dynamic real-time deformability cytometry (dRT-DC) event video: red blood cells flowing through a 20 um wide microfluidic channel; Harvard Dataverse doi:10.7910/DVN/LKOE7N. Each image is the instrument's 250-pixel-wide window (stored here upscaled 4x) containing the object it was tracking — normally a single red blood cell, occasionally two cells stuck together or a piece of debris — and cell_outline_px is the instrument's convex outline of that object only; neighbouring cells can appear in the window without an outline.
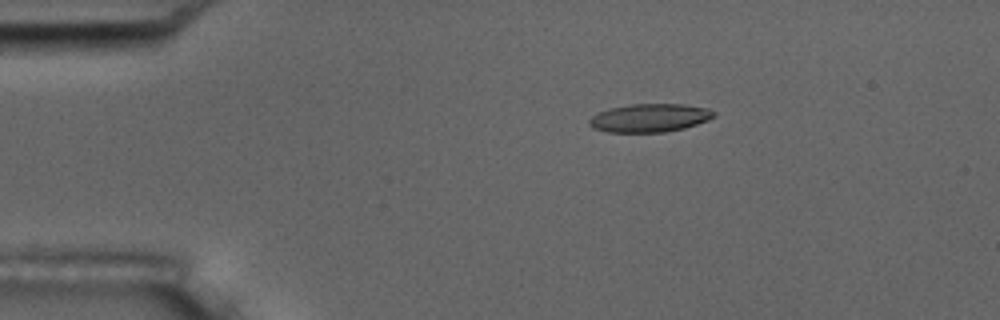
{"species": "common noctule bat (a hibernating species)", "species_latin": "Nyctalus noctula", "temperature_condition": "room temperature", "stored_images_in_passage": 3, "camera_frame_rate_fps": 3000, "um_per_image_px": 0.085, "animal": {"sex": "male", "body_mass_g": 17.5, "forearm_length_mm": 52.3}, "frame": {"image": 1, "passage_image": 1, "time_ms": 0.0, "image_size_px": [1000, 320], "cell_outline_px": [[716, 116], [708, 120], [684, 128], [664, 132], [608, 132], [592, 128], [588, 124], [588, 120], [592, 116], [600, 112], [612, 108], [632, 104], [684, 104], [708, 108], [716, 112]], "centroid_in_image_um": [55.24, 10.02], "position_along_channel_um": 29.8, "area_um2": 20.52}}
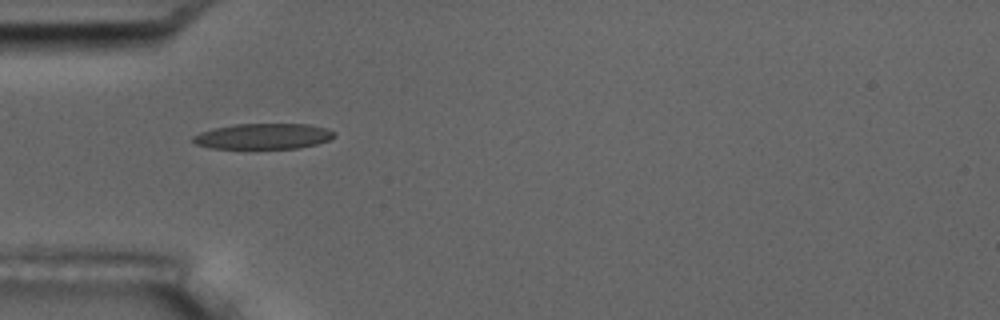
{"frame": {"image": 2, "passage_image": 3, "time_ms": 2.333, "image_size_px": [1000, 320], "cell_outline_px": [[336, 136], [328, 140], [316, 144], [296, 148], [212, 148], [196, 144], [192, 140], [192, 136], [200, 132], [212, 128], [236, 124], [308, 124], [328, 128], [336, 132]], "centroid_in_image_um": [22.39, 11.57], "position_along_channel_um": 62.6, "area_um2": 21.1}}